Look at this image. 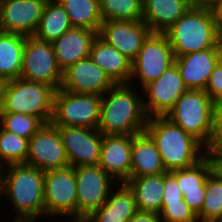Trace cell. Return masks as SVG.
<instances>
[{
    "mask_svg": "<svg viewBox=\"0 0 222 222\" xmlns=\"http://www.w3.org/2000/svg\"><path fill=\"white\" fill-rule=\"evenodd\" d=\"M215 104L204 90H187L164 117L206 147L212 132Z\"/></svg>",
    "mask_w": 222,
    "mask_h": 222,
    "instance_id": "8992f818",
    "label": "cell"
},
{
    "mask_svg": "<svg viewBox=\"0 0 222 222\" xmlns=\"http://www.w3.org/2000/svg\"><path fill=\"white\" fill-rule=\"evenodd\" d=\"M44 124L40 118L29 114L0 112V127L25 139L30 140Z\"/></svg>",
    "mask_w": 222,
    "mask_h": 222,
    "instance_id": "1f68e13d",
    "label": "cell"
},
{
    "mask_svg": "<svg viewBox=\"0 0 222 222\" xmlns=\"http://www.w3.org/2000/svg\"><path fill=\"white\" fill-rule=\"evenodd\" d=\"M103 21L142 20L143 0H99Z\"/></svg>",
    "mask_w": 222,
    "mask_h": 222,
    "instance_id": "f546056e",
    "label": "cell"
},
{
    "mask_svg": "<svg viewBox=\"0 0 222 222\" xmlns=\"http://www.w3.org/2000/svg\"><path fill=\"white\" fill-rule=\"evenodd\" d=\"M29 139L3 130L0 127V161L5 165L25 164Z\"/></svg>",
    "mask_w": 222,
    "mask_h": 222,
    "instance_id": "d6a6232c",
    "label": "cell"
},
{
    "mask_svg": "<svg viewBox=\"0 0 222 222\" xmlns=\"http://www.w3.org/2000/svg\"><path fill=\"white\" fill-rule=\"evenodd\" d=\"M134 135H103L98 166L116 182L131 178V150Z\"/></svg>",
    "mask_w": 222,
    "mask_h": 222,
    "instance_id": "d6986e66",
    "label": "cell"
},
{
    "mask_svg": "<svg viewBox=\"0 0 222 222\" xmlns=\"http://www.w3.org/2000/svg\"><path fill=\"white\" fill-rule=\"evenodd\" d=\"M45 217L77 218V191L75 168L44 172Z\"/></svg>",
    "mask_w": 222,
    "mask_h": 222,
    "instance_id": "30bf717a",
    "label": "cell"
},
{
    "mask_svg": "<svg viewBox=\"0 0 222 222\" xmlns=\"http://www.w3.org/2000/svg\"><path fill=\"white\" fill-rule=\"evenodd\" d=\"M221 1L222 0H195V4L211 10L215 5H217Z\"/></svg>",
    "mask_w": 222,
    "mask_h": 222,
    "instance_id": "60d3db41",
    "label": "cell"
},
{
    "mask_svg": "<svg viewBox=\"0 0 222 222\" xmlns=\"http://www.w3.org/2000/svg\"><path fill=\"white\" fill-rule=\"evenodd\" d=\"M48 0H0V31L33 36Z\"/></svg>",
    "mask_w": 222,
    "mask_h": 222,
    "instance_id": "9a60e30c",
    "label": "cell"
},
{
    "mask_svg": "<svg viewBox=\"0 0 222 222\" xmlns=\"http://www.w3.org/2000/svg\"><path fill=\"white\" fill-rule=\"evenodd\" d=\"M215 102H222V58L212 71L204 90Z\"/></svg>",
    "mask_w": 222,
    "mask_h": 222,
    "instance_id": "d590c367",
    "label": "cell"
},
{
    "mask_svg": "<svg viewBox=\"0 0 222 222\" xmlns=\"http://www.w3.org/2000/svg\"><path fill=\"white\" fill-rule=\"evenodd\" d=\"M72 222H88L85 218H72Z\"/></svg>",
    "mask_w": 222,
    "mask_h": 222,
    "instance_id": "7bdbcfd3",
    "label": "cell"
},
{
    "mask_svg": "<svg viewBox=\"0 0 222 222\" xmlns=\"http://www.w3.org/2000/svg\"><path fill=\"white\" fill-rule=\"evenodd\" d=\"M159 215L163 222H198L197 216L184 200L175 203H162Z\"/></svg>",
    "mask_w": 222,
    "mask_h": 222,
    "instance_id": "836d02e7",
    "label": "cell"
},
{
    "mask_svg": "<svg viewBox=\"0 0 222 222\" xmlns=\"http://www.w3.org/2000/svg\"><path fill=\"white\" fill-rule=\"evenodd\" d=\"M90 57L114 84H129L132 61L98 35L92 43Z\"/></svg>",
    "mask_w": 222,
    "mask_h": 222,
    "instance_id": "cb8c5ba5",
    "label": "cell"
},
{
    "mask_svg": "<svg viewBox=\"0 0 222 222\" xmlns=\"http://www.w3.org/2000/svg\"><path fill=\"white\" fill-rule=\"evenodd\" d=\"M132 84H114L102 95L98 130L103 135H136L145 131L143 99Z\"/></svg>",
    "mask_w": 222,
    "mask_h": 222,
    "instance_id": "6da1fadb",
    "label": "cell"
},
{
    "mask_svg": "<svg viewBox=\"0 0 222 222\" xmlns=\"http://www.w3.org/2000/svg\"><path fill=\"white\" fill-rule=\"evenodd\" d=\"M205 150H222V102L215 104L212 132Z\"/></svg>",
    "mask_w": 222,
    "mask_h": 222,
    "instance_id": "e575fe53",
    "label": "cell"
},
{
    "mask_svg": "<svg viewBox=\"0 0 222 222\" xmlns=\"http://www.w3.org/2000/svg\"><path fill=\"white\" fill-rule=\"evenodd\" d=\"M114 83L92 58L81 59L63 71L61 89L77 94H105Z\"/></svg>",
    "mask_w": 222,
    "mask_h": 222,
    "instance_id": "2e32d148",
    "label": "cell"
},
{
    "mask_svg": "<svg viewBox=\"0 0 222 222\" xmlns=\"http://www.w3.org/2000/svg\"><path fill=\"white\" fill-rule=\"evenodd\" d=\"M213 171L212 160L206 155L192 167L170 172L177 179L185 203L196 216L201 212L206 196V180Z\"/></svg>",
    "mask_w": 222,
    "mask_h": 222,
    "instance_id": "ffe728a7",
    "label": "cell"
},
{
    "mask_svg": "<svg viewBox=\"0 0 222 222\" xmlns=\"http://www.w3.org/2000/svg\"><path fill=\"white\" fill-rule=\"evenodd\" d=\"M77 218H87L108 199L115 179L99 166L75 168Z\"/></svg>",
    "mask_w": 222,
    "mask_h": 222,
    "instance_id": "8fae6325",
    "label": "cell"
},
{
    "mask_svg": "<svg viewBox=\"0 0 222 222\" xmlns=\"http://www.w3.org/2000/svg\"><path fill=\"white\" fill-rule=\"evenodd\" d=\"M214 20L218 30L222 33V1L215 5L212 9Z\"/></svg>",
    "mask_w": 222,
    "mask_h": 222,
    "instance_id": "ab89813d",
    "label": "cell"
},
{
    "mask_svg": "<svg viewBox=\"0 0 222 222\" xmlns=\"http://www.w3.org/2000/svg\"><path fill=\"white\" fill-rule=\"evenodd\" d=\"M25 164L44 172L70 166L56 126L51 123L44 124L29 140Z\"/></svg>",
    "mask_w": 222,
    "mask_h": 222,
    "instance_id": "7c38bea8",
    "label": "cell"
},
{
    "mask_svg": "<svg viewBox=\"0 0 222 222\" xmlns=\"http://www.w3.org/2000/svg\"><path fill=\"white\" fill-rule=\"evenodd\" d=\"M194 3L195 0H143L142 20L151 33H164Z\"/></svg>",
    "mask_w": 222,
    "mask_h": 222,
    "instance_id": "603a6c76",
    "label": "cell"
},
{
    "mask_svg": "<svg viewBox=\"0 0 222 222\" xmlns=\"http://www.w3.org/2000/svg\"><path fill=\"white\" fill-rule=\"evenodd\" d=\"M129 222H163L158 213L138 211Z\"/></svg>",
    "mask_w": 222,
    "mask_h": 222,
    "instance_id": "f35d334b",
    "label": "cell"
},
{
    "mask_svg": "<svg viewBox=\"0 0 222 222\" xmlns=\"http://www.w3.org/2000/svg\"><path fill=\"white\" fill-rule=\"evenodd\" d=\"M175 64L173 49L164 33H150L132 61L129 84L137 78L141 88L157 80Z\"/></svg>",
    "mask_w": 222,
    "mask_h": 222,
    "instance_id": "ba28073f",
    "label": "cell"
},
{
    "mask_svg": "<svg viewBox=\"0 0 222 222\" xmlns=\"http://www.w3.org/2000/svg\"><path fill=\"white\" fill-rule=\"evenodd\" d=\"M102 95L56 90L51 124L54 126L98 128Z\"/></svg>",
    "mask_w": 222,
    "mask_h": 222,
    "instance_id": "52a82bcc",
    "label": "cell"
},
{
    "mask_svg": "<svg viewBox=\"0 0 222 222\" xmlns=\"http://www.w3.org/2000/svg\"><path fill=\"white\" fill-rule=\"evenodd\" d=\"M184 200L177 179L170 173H164V195L162 203H175Z\"/></svg>",
    "mask_w": 222,
    "mask_h": 222,
    "instance_id": "8d00e7d4",
    "label": "cell"
},
{
    "mask_svg": "<svg viewBox=\"0 0 222 222\" xmlns=\"http://www.w3.org/2000/svg\"><path fill=\"white\" fill-rule=\"evenodd\" d=\"M12 222H35V221H20V220H13Z\"/></svg>",
    "mask_w": 222,
    "mask_h": 222,
    "instance_id": "f6af8a7d",
    "label": "cell"
},
{
    "mask_svg": "<svg viewBox=\"0 0 222 222\" xmlns=\"http://www.w3.org/2000/svg\"><path fill=\"white\" fill-rule=\"evenodd\" d=\"M134 194L140 212L160 213L164 195V173L130 178L125 182Z\"/></svg>",
    "mask_w": 222,
    "mask_h": 222,
    "instance_id": "484cf974",
    "label": "cell"
},
{
    "mask_svg": "<svg viewBox=\"0 0 222 222\" xmlns=\"http://www.w3.org/2000/svg\"><path fill=\"white\" fill-rule=\"evenodd\" d=\"M4 82L0 80V108H1V98H2V88H3Z\"/></svg>",
    "mask_w": 222,
    "mask_h": 222,
    "instance_id": "ee69618b",
    "label": "cell"
},
{
    "mask_svg": "<svg viewBox=\"0 0 222 222\" xmlns=\"http://www.w3.org/2000/svg\"><path fill=\"white\" fill-rule=\"evenodd\" d=\"M20 78L61 88L63 71L58 66L52 42L26 36Z\"/></svg>",
    "mask_w": 222,
    "mask_h": 222,
    "instance_id": "9c48e42d",
    "label": "cell"
},
{
    "mask_svg": "<svg viewBox=\"0 0 222 222\" xmlns=\"http://www.w3.org/2000/svg\"><path fill=\"white\" fill-rule=\"evenodd\" d=\"M150 33L143 20L103 21L98 36L133 61Z\"/></svg>",
    "mask_w": 222,
    "mask_h": 222,
    "instance_id": "e0dca14e",
    "label": "cell"
},
{
    "mask_svg": "<svg viewBox=\"0 0 222 222\" xmlns=\"http://www.w3.org/2000/svg\"><path fill=\"white\" fill-rule=\"evenodd\" d=\"M56 89L23 78L4 82L0 112L23 113L49 124L53 115Z\"/></svg>",
    "mask_w": 222,
    "mask_h": 222,
    "instance_id": "5b68a950",
    "label": "cell"
},
{
    "mask_svg": "<svg viewBox=\"0 0 222 222\" xmlns=\"http://www.w3.org/2000/svg\"><path fill=\"white\" fill-rule=\"evenodd\" d=\"M117 189H112L106 202L85 218L88 222H129L133 218L138 212L133 192L125 182Z\"/></svg>",
    "mask_w": 222,
    "mask_h": 222,
    "instance_id": "7402d4cb",
    "label": "cell"
},
{
    "mask_svg": "<svg viewBox=\"0 0 222 222\" xmlns=\"http://www.w3.org/2000/svg\"><path fill=\"white\" fill-rule=\"evenodd\" d=\"M5 168L6 166L0 161V196L2 195V190H3Z\"/></svg>",
    "mask_w": 222,
    "mask_h": 222,
    "instance_id": "b9f144b4",
    "label": "cell"
},
{
    "mask_svg": "<svg viewBox=\"0 0 222 222\" xmlns=\"http://www.w3.org/2000/svg\"><path fill=\"white\" fill-rule=\"evenodd\" d=\"M216 222H222V218H220L219 220H217Z\"/></svg>",
    "mask_w": 222,
    "mask_h": 222,
    "instance_id": "bcb514c9",
    "label": "cell"
},
{
    "mask_svg": "<svg viewBox=\"0 0 222 222\" xmlns=\"http://www.w3.org/2000/svg\"><path fill=\"white\" fill-rule=\"evenodd\" d=\"M176 64L167 69L157 80L142 88L143 107L147 117L165 116L176 101L187 91ZM149 99V100H148Z\"/></svg>",
    "mask_w": 222,
    "mask_h": 222,
    "instance_id": "4fadbf2b",
    "label": "cell"
},
{
    "mask_svg": "<svg viewBox=\"0 0 222 222\" xmlns=\"http://www.w3.org/2000/svg\"><path fill=\"white\" fill-rule=\"evenodd\" d=\"M145 132L157 146L166 172L192 167L206 156L196 138L164 116L149 117Z\"/></svg>",
    "mask_w": 222,
    "mask_h": 222,
    "instance_id": "7a4b0ae2",
    "label": "cell"
},
{
    "mask_svg": "<svg viewBox=\"0 0 222 222\" xmlns=\"http://www.w3.org/2000/svg\"><path fill=\"white\" fill-rule=\"evenodd\" d=\"M213 163L214 172L222 178V150H205Z\"/></svg>",
    "mask_w": 222,
    "mask_h": 222,
    "instance_id": "74e56055",
    "label": "cell"
},
{
    "mask_svg": "<svg viewBox=\"0 0 222 222\" xmlns=\"http://www.w3.org/2000/svg\"><path fill=\"white\" fill-rule=\"evenodd\" d=\"M164 34L175 57L215 48L222 41L212 10L195 3Z\"/></svg>",
    "mask_w": 222,
    "mask_h": 222,
    "instance_id": "277c9868",
    "label": "cell"
},
{
    "mask_svg": "<svg viewBox=\"0 0 222 222\" xmlns=\"http://www.w3.org/2000/svg\"><path fill=\"white\" fill-rule=\"evenodd\" d=\"M26 36L0 31V79L3 82L20 78Z\"/></svg>",
    "mask_w": 222,
    "mask_h": 222,
    "instance_id": "4316f807",
    "label": "cell"
},
{
    "mask_svg": "<svg viewBox=\"0 0 222 222\" xmlns=\"http://www.w3.org/2000/svg\"><path fill=\"white\" fill-rule=\"evenodd\" d=\"M221 58L222 41L215 48L175 57V64L188 90H205L208 79Z\"/></svg>",
    "mask_w": 222,
    "mask_h": 222,
    "instance_id": "ac0fdd59",
    "label": "cell"
},
{
    "mask_svg": "<svg viewBox=\"0 0 222 222\" xmlns=\"http://www.w3.org/2000/svg\"><path fill=\"white\" fill-rule=\"evenodd\" d=\"M56 127L71 167L98 166L103 138L98 128Z\"/></svg>",
    "mask_w": 222,
    "mask_h": 222,
    "instance_id": "5bb4252c",
    "label": "cell"
},
{
    "mask_svg": "<svg viewBox=\"0 0 222 222\" xmlns=\"http://www.w3.org/2000/svg\"><path fill=\"white\" fill-rule=\"evenodd\" d=\"M97 35L93 30L72 27L52 42L58 66L62 71L90 56L91 46Z\"/></svg>",
    "mask_w": 222,
    "mask_h": 222,
    "instance_id": "44dd1931",
    "label": "cell"
},
{
    "mask_svg": "<svg viewBox=\"0 0 222 222\" xmlns=\"http://www.w3.org/2000/svg\"><path fill=\"white\" fill-rule=\"evenodd\" d=\"M68 14L72 27L100 30L103 19L99 0H57Z\"/></svg>",
    "mask_w": 222,
    "mask_h": 222,
    "instance_id": "f1b7e54d",
    "label": "cell"
},
{
    "mask_svg": "<svg viewBox=\"0 0 222 222\" xmlns=\"http://www.w3.org/2000/svg\"><path fill=\"white\" fill-rule=\"evenodd\" d=\"M131 157V178L166 173L158 148L145 131L134 135Z\"/></svg>",
    "mask_w": 222,
    "mask_h": 222,
    "instance_id": "d4e9b609",
    "label": "cell"
},
{
    "mask_svg": "<svg viewBox=\"0 0 222 222\" xmlns=\"http://www.w3.org/2000/svg\"><path fill=\"white\" fill-rule=\"evenodd\" d=\"M2 194L17 211L13 220L36 221L45 216L44 171L39 168L27 164L6 166Z\"/></svg>",
    "mask_w": 222,
    "mask_h": 222,
    "instance_id": "3957f363",
    "label": "cell"
},
{
    "mask_svg": "<svg viewBox=\"0 0 222 222\" xmlns=\"http://www.w3.org/2000/svg\"><path fill=\"white\" fill-rule=\"evenodd\" d=\"M72 28L68 14L57 0H48L44 6L41 21L34 37L53 42Z\"/></svg>",
    "mask_w": 222,
    "mask_h": 222,
    "instance_id": "83f0119b",
    "label": "cell"
},
{
    "mask_svg": "<svg viewBox=\"0 0 222 222\" xmlns=\"http://www.w3.org/2000/svg\"><path fill=\"white\" fill-rule=\"evenodd\" d=\"M222 218V178L212 172L206 180V196L197 215L198 222H216Z\"/></svg>",
    "mask_w": 222,
    "mask_h": 222,
    "instance_id": "4dcf8cb0",
    "label": "cell"
}]
</instances>
